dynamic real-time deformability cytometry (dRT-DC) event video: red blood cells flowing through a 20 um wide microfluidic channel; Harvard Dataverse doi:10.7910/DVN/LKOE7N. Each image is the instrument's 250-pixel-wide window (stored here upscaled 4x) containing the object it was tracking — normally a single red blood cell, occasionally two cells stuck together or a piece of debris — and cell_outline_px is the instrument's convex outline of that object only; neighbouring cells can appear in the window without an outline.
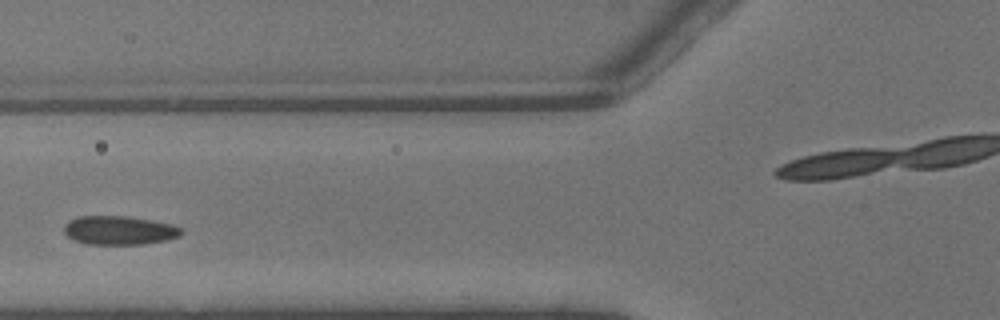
{"species": "common noctule bat (a hibernating species)", "species_latin": "Nyctalus noctula", "temperature_condition": "warm", "stored_images_in_passage": 4, "segment_of_instrument_passage": [1, 2], "camera_frame_rate_fps": 3000, "um_per_image_px": 0.085, "animal": {"sex": "male", "body_mass_g": 13.3}, "frame": {"image": 1, "passage_image": 3, "time_ms": 0.667, "image_size_px": [1000, 320], "cell_outline_px": [[184, 232], [180, 236], [168, 240], [144, 244], [84, 244], [72, 240], [64, 232], [64, 224], [68, 220], [76, 216], [128, 216], [152, 220], [172, 224], [184, 228]], "centroid_in_image_um": [10.15, 19.57], "position_along_channel_um": 115.7, "area_um2": 20.11}}